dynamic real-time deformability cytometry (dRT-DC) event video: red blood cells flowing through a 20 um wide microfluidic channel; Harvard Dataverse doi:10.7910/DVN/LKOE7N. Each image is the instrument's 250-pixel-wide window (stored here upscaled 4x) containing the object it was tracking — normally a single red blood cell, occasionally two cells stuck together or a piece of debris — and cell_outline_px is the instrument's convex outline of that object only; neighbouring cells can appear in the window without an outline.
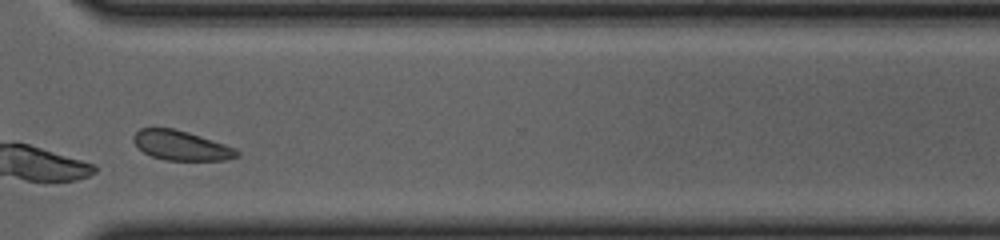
{"species": "common noctule bat (a hibernating species)", "species_latin": "Nyctalus noctula", "temperature_condition": "cold", "stored_images_in_passage": 28, "camera_frame_rate_fps": 3000, "um_per_image_px": 0.085, "animal": {"sex": "female", "body_mass_g": 23.0, "forearm_length_mm": 53.4}, "frame": {"image": 1, "passage_image": 24, "time_ms": 7.667, "image_size_px": [1000, 240], "cell_outline_px": [[240, 156], [224, 160], [164, 160], [152, 156], [144, 152], [132, 140], [132, 136], [140, 128], [172, 128], [188, 132], [236, 148], [240, 152]], "centroid_in_image_um": [15.41, 12.37], "position_along_channel_um": 355.2, "area_um2": 17.74}}